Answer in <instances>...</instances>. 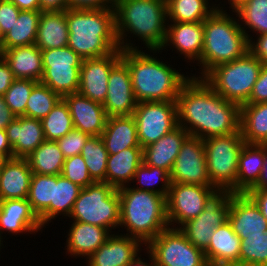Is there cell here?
<instances>
[{
  "instance_id": "obj_1",
  "label": "cell",
  "mask_w": 267,
  "mask_h": 266,
  "mask_svg": "<svg viewBox=\"0 0 267 266\" xmlns=\"http://www.w3.org/2000/svg\"><path fill=\"white\" fill-rule=\"evenodd\" d=\"M178 126L206 139L240 130V105L216 93L203 78L191 77L176 99Z\"/></svg>"
},
{
  "instance_id": "obj_2",
  "label": "cell",
  "mask_w": 267,
  "mask_h": 266,
  "mask_svg": "<svg viewBox=\"0 0 267 266\" xmlns=\"http://www.w3.org/2000/svg\"><path fill=\"white\" fill-rule=\"evenodd\" d=\"M114 9L121 50L139 49L135 39L131 40V36L127 39L128 34L143 41L147 50H161L167 34L166 0H115Z\"/></svg>"
},
{
  "instance_id": "obj_3",
  "label": "cell",
  "mask_w": 267,
  "mask_h": 266,
  "mask_svg": "<svg viewBox=\"0 0 267 266\" xmlns=\"http://www.w3.org/2000/svg\"><path fill=\"white\" fill-rule=\"evenodd\" d=\"M149 51L153 54L140 49L121 50V59L128 66L137 103L176 101L180 90L191 76H186L173 68V65L153 56L162 50Z\"/></svg>"
},
{
  "instance_id": "obj_4",
  "label": "cell",
  "mask_w": 267,
  "mask_h": 266,
  "mask_svg": "<svg viewBox=\"0 0 267 266\" xmlns=\"http://www.w3.org/2000/svg\"><path fill=\"white\" fill-rule=\"evenodd\" d=\"M67 46L81 58L107 56L121 50L116 36L115 9H67Z\"/></svg>"
},
{
  "instance_id": "obj_5",
  "label": "cell",
  "mask_w": 267,
  "mask_h": 266,
  "mask_svg": "<svg viewBox=\"0 0 267 266\" xmlns=\"http://www.w3.org/2000/svg\"><path fill=\"white\" fill-rule=\"evenodd\" d=\"M220 4H216V9L203 21V51L197 62L201 75L191 73V77L203 78L214 67L241 58L248 52V40L236 13L230 15Z\"/></svg>"
},
{
  "instance_id": "obj_6",
  "label": "cell",
  "mask_w": 267,
  "mask_h": 266,
  "mask_svg": "<svg viewBox=\"0 0 267 266\" xmlns=\"http://www.w3.org/2000/svg\"><path fill=\"white\" fill-rule=\"evenodd\" d=\"M132 185L118 188L120 197V225L124 235L134 237L145 245L169 227L166 197L154 192L138 190Z\"/></svg>"
},
{
  "instance_id": "obj_7",
  "label": "cell",
  "mask_w": 267,
  "mask_h": 266,
  "mask_svg": "<svg viewBox=\"0 0 267 266\" xmlns=\"http://www.w3.org/2000/svg\"><path fill=\"white\" fill-rule=\"evenodd\" d=\"M262 65L248 51L241 58L214 67L203 80L224 99L241 106L249 100Z\"/></svg>"
},
{
  "instance_id": "obj_8",
  "label": "cell",
  "mask_w": 267,
  "mask_h": 266,
  "mask_svg": "<svg viewBox=\"0 0 267 266\" xmlns=\"http://www.w3.org/2000/svg\"><path fill=\"white\" fill-rule=\"evenodd\" d=\"M69 218L106 228L113 233L112 229H119L120 225L118 189L106 182H94L82 188Z\"/></svg>"
},
{
  "instance_id": "obj_9",
  "label": "cell",
  "mask_w": 267,
  "mask_h": 266,
  "mask_svg": "<svg viewBox=\"0 0 267 266\" xmlns=\"http://www.w3.org/2000/svg\"><path fill=\"white\" fill-rule=\"evenodd\" d=\"M206 152L207 172L216 189H229L236 193L238 160L245 141L241 131L211 136L203 140Z\"/></svg>"
},
{
  "instance_id": "obj_10",
  "label": "cell",
  "mask_w": 267,
  "mask_h": 266,
  "mask_svg": "<svg viewBox=\"0 0 267 266\" xmlns=\"http://www.w3.org/2000/svg\"><path fill=\"white\" fill-rule=\"evenodd\" d=\"M156 266H209L203 250L190 243L179 228L161 231L145 245Z\"/></svg>"
},
{
  "instance_id": "obj_11",
  "label": "cell",
  "mask_w": 267,
  "mask_h": 266,
  "mask_svg": "<svg viewBox=\"0 0 267 266\" xmlns=\"http://www.w3.org/2000/svg\"><path fill=\"white\" fill-rule=\"evenodd\" d=\"M41 52L43 75L40 82L61 97L77 93L83 58L68 46Z\"/></svg>"
},
{
  "instance_id": "obj_12",
  "label": "cell",
  "mask_w": 267,
  "mask_h": 266,
  "mask_svg": "<svg viewBox=\"0 0 267 266\" xmlns=\"http://www.w3.org/2000/svg\"><path fill=\"white\" fill-rule=\"evenodd\" d=\"M232 191L216 189L205 201L204 210L179 227L195 247L205 251L214 230L228 221Z\"/></svg>"
},
{
  "instance_id": "obj_13",
  "label": "cell",
  "mask_w": 267,
  "mask_h": 266,
  "mask_svg": "<svg viewBox=\"0 0 267 266\" xmlns=\"http://www.w3.org/2000/svg\"><path fill=\"white\" fill-rule=\"evenodd\" d=\"M133 116L142 148L178 127L176 101L139 102Z\"/></svg>"
},
{
  "instance_id": "obj_14",
  "label": "cell",
  "mask_w": 267,
  "mask_h": 266,
  "mask_svg": "<svg viewBox=\"0 0 267 266\" xmlns=\"http://www.w3.org/2000/svg\"><path fill=\"white\" fill-rule=\"evenodd\" d=\"M216 190L213 186L171 183L166 198L169 227L179 228L204 210L207 198Z\"/></svg>"
},
{
  "instance_id": "obj_15",
  "label": "cell",
  "mask_w": 267,
  "mask_h": 266,
  "mask_svg": "<svg viewBox=\"0 0 267 266\" xmlns=\"http://www.w3.org/2000/svg\"><path fill=\"white\" fill-rule=\"evenodd\" d=\"M170 182L212 186L203 139L189 136L184 141L170 173Z\"/></svg>"
},
{
  "instance_id": "obj_16",
  "label": "cell",
  "mask_w": 267,
  "mask_h": 266,
  "mask_svg": "<svg viewBox=\"0 0 267 266\" xmlns=\"http://www.w3.org/2000/svg\"><path fill=\"white\" fill-rule=\"evenodd\" d=\"M102 105L107 117L134 114L137 101L134 97L128 66L122 59L111 68L106 99Z\"/></svg>"
},
{
  "instance_id": "obj_17",
  "label": "cell",
  "mask_w": 267,
  "mask_h": 266,
  "mask_svg": "<svg viewBox=\"0 0 267 266\" xmlns=\"http://www.w3.org/2000/svg\"><path fill=\"white\" fill-rule=\"evenodd\" d=\"M121 59V50L99 58L83 59L78 93L104 103L111 68Z\"/></svg>"
},
{
  "instance_id": "obj_18",
  "label": "cell",
  "mask_w": 267,
  "mask_h": 266,
  "mask_svg": "<svg viewBox=\"0 0 267 266\" xmlns=\"http://www.w3.org/2000/svg\"><path fill=\"white\" fill-rule=\"evenodd\" d=\"M117 234V235H116ZM145 248L137 238L122 233L111 234L87 259V266H125L132 263Z\"/></svg>"
},
{
  "instance_id": "obj_19",
  "label": "cell",
  "mask_w": 267,
  "mask_h": 266,
  "mask_svg": "<svg viewBox=\"0 0 267 266\" xmlns=\"http://www.w3.org/2000/svg\"><path fill=\"white\" fill-rule=\"evenodd\" d=\"M43 225L32 210L27 199H10L0 201V243L4 241L3 233L14 236L42 232Z\"/></svg>"
},
{
  "instance_id": "obj_20",
  "label": "cell",
  "mask_w": 267,
  "mask_h": 266,
  "mask_svg": "<svg viewBox=\"0 0 267 266\" xmlns=\"http://www.w3.org/2000/svg\"><path fill=\"white\" fill-rule=\"evenodd\" d=\"M203 36V22H168L166 40L161 50L171 46L172 51L174 48L179 56L183 55L187 63L194 64L201 58Z\"/></svg>"
},
{
  "instance_id": "obj_21",
  "label": "cell",
  "mask_w": 267,
  "mask_h": 266,
  "mask_svg": "<svg viewBox=\"0 0 267 266\" xmlns=\"http://www.w3.org/2000/svg\"><path fill=\"white\" fill-rule=\"evenodd\" d=\"M228 222L239 238L263 235L267 231V220L255 202L246 193H233Z\"/></svg>"
},
{
  "instance_id": "obj_22",
  "label": "cell",
  "mask_w": 267,
  "mask_h": 266,
  "mask_svg": "<svg viewBox=\"0 0 267 266\" xmlns=\"http://www.w3.org/2000/svg\"><path fill=\"white\" fill-rule=\"evenodd\" d=\"M68 105L74 129L90 136H101L105 129L107 115L103 105L99 102L77 93L62 97Z\"/></svg>"
},
{
  "instance_id": "obj_23",
  "label": "cell",
  "mask_w": 267,
  "mask_h": 266,
  "mask_svg": "<svg viewBox=\"0 0 267 266\" xmlns=\"http://www.w3.org/2000/svg\"><path fill=\"white\" fill-rule=\"evenodd\" d=\"M32 174L26 158L0 160V201L27 199Z\"/></svg>"
},
{
  "instance_id": "obj_24",
  "label": "cell",
  "mask_w": 267,
  "mask_h": 266,
  "mask_svg": "<svg viewBox=\"0 0 267 266\" xmlns=\"http://www.w3.org/2000/svg\"><path fill=\"white\" fill-rule=\"evenodd\" d=\"M5 130L13 157L27 158L46 140L41 120L27 116L16 117Z\"/></svg>"
},
{
  "instance_id": "obj_25",
  "label": "cell",
  "mask_w": 267,
  "mask_h": 266,
  "mask_svg": "<svg viewBox=\"0 0 267 266\" xmlns=\"http://www.w3.org/2000/svg\"><path fill=\"white\" fill-rule=\"evenodd\" d=\"M71 222V227L67 232L68 235H66V244L64 245H66V255L73 256V258L76 257V259L79 257L87 259L112 234L108 229L97 225L78 221Z\"/></svg>"
},
{
  "instance_id": "obj_26",
  "label": "cell",
  "mask_w": 267,
  "mask_h": 266,
  "mask_svg": "<svg viewBox=\"0 0 267 266\" xmlns=\"http://www.w3.org/2000/svg\"><path fill=\"white\" fill-rule=\"evenodd\" d=\"M241 239L227 221L217 227L204 251L209 266H239Z\"/></svg>"
},
{
  "instance_id": "obj_27",
  "label": "cell",
  "mask_w": 267,
  "mask_h": 266,
  "mask_svg": "<svg viewBox=\"0 0 267 266\" xmlns=\"http://www.w3.org/2000/svg\"><path fill=\"white\" fill-rule=\"evenodd\" d=\"M189 136L183 127L178 126L157 142L143 148V163L162 168L170 174L182 144Z\"/></svg>"
},
{
  "instance_id": "obj_28",
  "label": "cell",
  "mask_w": 267,
  "mask_h": 266,
  "mask_svg": "<svg viewBox=\"0 0 267 266\" xmlns=\"http://www.w3.org/2000/svg\"><path fill=\"white\" fill-rule=\"evenodd\" d=\"M101 139L109 155L140 146L133 115L108 117Z\"/></svg>"
},
{
  "instance_id": "obj_29",
  "label": "cell",
  "mask_w": 267,
  "mask_h": 266,
  "mask_svg": "<svg viewBox=\"0 0 267 266\" xmlns=\"http://www.w3.org/2000/svg\"><path fill=\"white\" fill-rule=\"evenodd\" d=\"M0 55L10 66L15 79L40 82L43 75L42 52L35 44L6 49Z\"/></svg>"
},
{
  "instance_id": "obj_30",
  "label": "cell",
  "mask_w": 267,
  "mask_h": 266,
  "mask_svg": "<svg viewBox=\"0 0 267 266\" xmlns=\"http://www.w3.org/2000/svg\"><path fill=\"white\" fill-rule=\"evenodd\" d=\"M143 163V148H126L108 155L105 182L118 189L132 184L135 171Z\"/></svg>"
},
{
  "instance_id": "obj_31",
  "label": "cell",
  "mask_w": 267,
  "mask_h": 266,
  "mask_svg": "<svg viewBox=\"0 0 267 266\" xmlns=\"http://www.w3.org/2000/svg\"><path fill=\"white\" fill-rule=\"evenodd\" d=\"M66 11L41 12L35 45L41 50L62 48L68 43Z\"/></svg>"
},
{
  "instance_id": "obj_32",
  "label": "cell",
  "mask_w": 267,
  "mask_h": 266,
  "mask_svg": "<svg viewBox=\"0 0 267 266\" xmlns=\"http://www.w3.org/2000/svg\"><path fill=\"white\" fill-rule=\"evenodd\" d=\"M81 189V187L62 175H54L53 201L38 216L43 227L46 228L45 225L48 226L49 223L53 222L51 220L59 216L69 217Z\"/></svg>"
},
{
  "instance_id": "obj_33",
  "label": "cell",
  "mask_w": 267,
  "mask_h": 266,
  "mask_svg": "<svg viewBox=\"0 0 267 266\" xmlns=\"http://www.w3.org/2000/svg\"><path fill=\"white\" fill-rule=\"evenodd\" d=\"M264 158L265 144H244L238 160L236 193H247L257 183Z\"/></svg>"
},
{
  "instance_id": "obj_34",
  "label": "cell",
  "mask_w": 267,
  "mask_h": 266,
  "mask_svg": "<svg viewBox=\"0 0 267 266\" xmlns=\"http://www.w3.org/2000/svg\"><path fill=\"white\" fill-rule=\"evenodd\" d=\"M240 131L247 144H267V102L240 106Z\"/></svg>"
},
{
  "instance_id": "obj_35",
  "label": "cell",
  "mask_w": 267,
  "mask_h": 266,
  "mask_svg": "<svg viewBox=\"0 0 267 266\" xmlns=\"http://www.w3.org/2000/svg\"><path fill=\"white\" fill-rule=\"evenodd\" d=\"M41 12L40 10H21L16 22L4 35L0 53L6 49L35 44Z\"/></svg>"
},
{
  "instance_id": "obj_36",
  "label": "cell",
  "mask_w": 267,
  "mask_h": 266,
  "mask_svg": "<svg viewBox=\"0 0 267 266\" xmlns=\"http://www.w3.org/2000/svg\"><path fill=\"white\" fill-rule=\"evenodd\" d=\"M33 173L61 175L65 157L56 141L45 140L27 158Z\"/></svg>"
},
{
  "instance_id": "obj_37",
  "label": "cell",
  "mask_w": 267,
  "mask_h": 266,
  "mask_svg": "<svg viewBox=\"0 0 267 266\" xmlns=\"http://www.w3.org/2000/svg\"><path fill=\"white\" fill-rule=\"evenodd\" d=\"M210 1L211 0H166L167 21L203 22L216 9V3L212 1L209 3Z\"/></svg>"
},
{
  "instance_id": "obj_38",
  "label": "cell",
  "mask_w": 267,
  "mask_h": 266,
  "mask_svg": "<svg viewBox=\"0 0 267 266\" xmlns=\"http://www.w3.org/2000/svg\"><path fill=\"white\" fill-rule=\"evenodd\" d=\"M234 13L247 40L252 37V34H249L251 31L255 36L267 33V0H248Z\"/></svg>"
},
{
  "instance_id": "obj_39",
  "label": "cell",
  "mask_w": 267,
  "mask_h": 266,
  "mask_svg": "<svg viewBox=\"0 0 267 266\" xmlns=\"http://www.w3.org/2000/svg\"><path fill=\"white\" fill-rule=\"evenodd\" d=\"M94 182H105L108 151L101 136H90L82 148L81 154Z\"/></svg>"
},
{
  "instance_id": "obj_40",
  "label": "cell",
  "mask_w": 267,
  "mask_h": 266,
  "mask_svg": "<svg viewBox=\"0 0 267 266\" xmlns=\"http://www.w3.org/2000/svg\"><path fill=\"white\" fill-rule=\"evenodd\" d=\"M134 182L137 183V186ZM132 183L134 185L132 187L135 189L154 192L167 198L171 184L170 174L162 168L142 163L135 171ZM158 184L161 187H158Z\"/></svg>"
},
{
  "instance_id": "obj_41",
  "label": "cell",
  "mask_w": 267,
  "mask_h": 266,
  "mask_svg": "<svg viewBox=\"0 0 267 266\" xmlns=\"http://www.w3.org/2000/svg\"><path fill=\"white\" fill-rule=\"evenodd\" d=\"M45 139L57 141L74 129L68 105L63 99L41 120Z\"/></svg>"
},
{
  "instance_id": "obj_42",
  "label": "cell",
  "mask_w": 267,
  "mask_h": 266,
  "mask_svg": "<svg viewBox=\"0 0 267 266\" xmlns=\"http://www.w3.org/2000/svg\"><path fill=\"white\" fill-rule=\"evenodd\" d=\"M62 97L48 86L38 82L32 89L26 104V116L38 120L45 118Z\"/></svg>"
},
{
  "instance_id": "obj_43",
  "label": "cell",
  "mask_w": 267,
  "mask_h": 266,
  "mask_svg": "<svg viewBox=\"0 0 267 266\" xmlns=\"http://www.w3.org/2000/svg\"><path fill=\"white\" fill-rule=\"evenodd\" d=\"M53 193L54 175L32 174L27 200L37 216L53 201Z\"/></svg>"
},
{
  "instance_id": "obj_44",
  "label": "cell",
  "mask_w": 267,
  "mask_h": 266,
  "mask_svg": "<svg viewBox=\"0 0 267 266\" xmlns=\"http://www.w3.org/2000/svg\"><path fill=\"white\" fill-rule=\"evenodd\" d=\"M239 266H267V231L241 240Z\"/></svg>"
},
{
  "instance_id": "obj_45",
  "label": "cell",
  "mask_w": 267,
  "mask_h": 266,
  "mask_svg": "<svg viewBox=\"0 0 267 266\" xmlns=\"http://www.w3.org/2000/svg\"><path fill=\"white\" fill-rule=\"evenodd\" d=\"M37 83L31 79H15L3 95L6 105L16 117L26 116V104Z\"/></svg>"
},
{
  "instance_id": "obj_46",
  "label": "cell",
  "mask_w": 267,
  "mask_h": 266,
  "mask_svg": "<svg viewBox=\"0 0 267 266\" xmlns=\"http://www.w3.org/2000/svg\"><path fill=\"white\" fill-rule=\"evenodd\" d=\"M61 175L81 188L94 183L85 160L80 154L65 159Z\"/></svg>"
},
{
  "instance_id": "obj_47",
  "label": "cell",
  "mask_w": 267,
  "mask_h": 266,
  "mask_svg": "<svg viewBox=\"0 0 267 266\" xmlns=\"http://www.w3.org/2000/svg\"><path fill=\"white\" fill-rule=\"evenodd\" d=\"M89 137L90 135L87 133L72 129L56 142L66 159L81 154L82 148L85 146Z\"/></svg>"
},
{
  "instance_id": "obj_48",
  "label": "cell",
  "mask_w": 267,
  "mask_h": 266,
  "mask_svg": "<svg viewBox=\"0 0 267 266\" xmlns=\"http://www.w3.org/2000/svg\"><path fill=\"white\" fill-rule=\"evenodd\" d=\"M20 11L10 0H0V26L4 35L16 22Z\"/></svg>"
},
{
  "instance_id": "obj_49",
  "label": "cell",
  "mask_w": 267,
  "mask_h": 266,
  "mask_svg": "<svg viewBox=\"0 0 267 266\" xmlns=\"http://www.w3.org/2000/svg\"><path fill=\"white\" fill-rule=\"evenodd\" d=\"M267 102V65H262L257 81L253 85L249 100L245 104Z\"/></svg>"
},
{
  "instance_id": "obj_50",
  "label": "cell",
  "mask_w": 267,
  "mask_h": 266,
  "mask_svg": "<svg viewBox=\"0 0 267 266\" xmlns=\"http://www.w3.org/2000/svg\"><path fill=\"white\" fill-rule=\"evenodd\" d=\"M248 51L263 65H267V33L257 35L248 40Z\"/></svg>"
},
{
  "instance_id": "obj_51",
  "label": "cell",
  "mask_w": 267,
  "mask_h": 266,
  "mask_svg": "<svg viewBox=\"0 0 267 266\" xmlns=\"http://www.w3.org/2000/svg\"><path fill=\"white\" fill-rule=\"evenodd\" d=\"M115 0H68L69 9L114 8Z\"/></svg>"
},
{
  "instance_id": "obj_52",
  "label": "cell",
  "mask_w": 267,
  "mask_h": 266,
  "mask_svg": "<svg viewBox=\"0 0 267 266\" xmlns=\"http://www.w3.org/2000/svg\"><path fill=\"white\" fill-rule=\"evenodd\" d=\"M15 80L8 63L0 55V96H3Z\"/></svg>"
},
{
  "instance_id": "obj_53",
  "label": "cell",
  "mask_w": 267,
  "mask_h": 266,
  "mask_svg": "<svg viewBox=\"0 0 267 266\" xmlns=\"http://www.w3.org/2000/svg\"><path fill=\"white\" fill-rule=\"evenodd\" d=\"M246 194L255 202L262 212V215L267 220V189L249 190Z\"/></svg>"
},
{
  "instance_id": "obj_54",
  "label": "cell",
  "mask_w": 267,
  "mask_h": 266,
  "mask_svg": "<svg viewBox=\"0 0 267 266\" xmlns=\"http://www.w3.org/2000/svg\"><path fill=\"white\" fill-rule=\"evenodd\" d=\"M40 11H66L68 9V0H40Z\"/></svg>"
},
{
  "instance_id": "obj_55",
  "label": "cell",
  "mask_w": 267,
  "mask_h": 266,
  "mask_svg": "<svg viewBox=\"0 0 267 266\" xmlns=\"http://www.w3.org/2000/svg\"><path fill=\"white\" fill-rule=\"evenodd\" d=\"M16 118L10 108L6 105L3 96H0V129L5 130L6 127Z\"/></svg>"
},
{
  "instance_id": "obj_56",
  "label": "cell",
  "mask_w": 267,
  "mask_h": 266,
  "mask_svg": "<svg viewBox=\"0 0 267 266\" xmlns=\"http://www.w3.org/2000/svg\"><path fill=\"white\" fill-rule=\"evenodd\" d=\"M13 157V150L8 142L6 130L0 129V160Z\"/></svg>"
},
{
  "instance_id": "obj_57",
  "label": "cell",
  "mask_w": 267,
  "mask_h": 266,
  "mask_svg": "<svg viewBox=\"0 0 267 266\" xmlns=\"http://www.w3.org/2000/svg\"><path fill=\"white\" fill-rule=\"evenodd\" d=\"M263 168L257 183L250 190H263L267 189V144H265V158Z\"/></svg>"
},
{
  "instance_id": "obj_58",
  "label": "cell",
  "mask_w": 267,
  "mask_h": 266,
  "mask_svg": "<svg viewBox=\"0 0 267 266\" xmlns=\"http://www.w3.org/2000/svg\"><path fill=\"white\" fill-rule=\"evenodd\" d=\"M20 10L35 11L40 10V0H10Z\"/></svg>"
},
{
  "instance_id": "obj_59",
  "label": "cell",
  "mask_w": 267,
  "mask_h": 266,
  "mask_svg": "<svg viewBox=\"0 0 267 266\" xmlns=\"http://www.w3.org/2000/svg\"><path fill=\"white\" fill-rule=\"evenodd\" d=\"M147 253V256L149 258V262L147 260H145V258H141V255L140 254L132 263L130 264H127L125 266H156L155 262H154V258L149 254L148 255V252L146 251ZM148 262V263H147Z\"/></svg>"
},
{
  "instance_id": "obj_60",
  "label": "cell",
  "mask_w": 267,
  "mask_h": 266,
  "mask_svg": "<svg viewBox=\"0 0 267 266\" xmlns=\"http://www.w3.org/2000/svg\"><path fill=\"white\" fill-rule=\"evenodd\" d=\"M248 0H228V4L231 7L230 10L233 12L237 11L241 6L246 4Z\"/></svg>"
},
{
  "instance_id": "obj_61",
  "label": "cell",
  "mask_w": 267,
  "mask_h": 266,
  "mask_svg": "<svg viewBox=\"0 0 267 266\" xmlns=\"http://www.w3.org/2000/svg\"><path fill=\"white\" fill-rule=\"evenodd\" d=\"M3 41H4V34H3L2 28L0 26V49L2 48Z\"/></svg>"
}]
</instances>
